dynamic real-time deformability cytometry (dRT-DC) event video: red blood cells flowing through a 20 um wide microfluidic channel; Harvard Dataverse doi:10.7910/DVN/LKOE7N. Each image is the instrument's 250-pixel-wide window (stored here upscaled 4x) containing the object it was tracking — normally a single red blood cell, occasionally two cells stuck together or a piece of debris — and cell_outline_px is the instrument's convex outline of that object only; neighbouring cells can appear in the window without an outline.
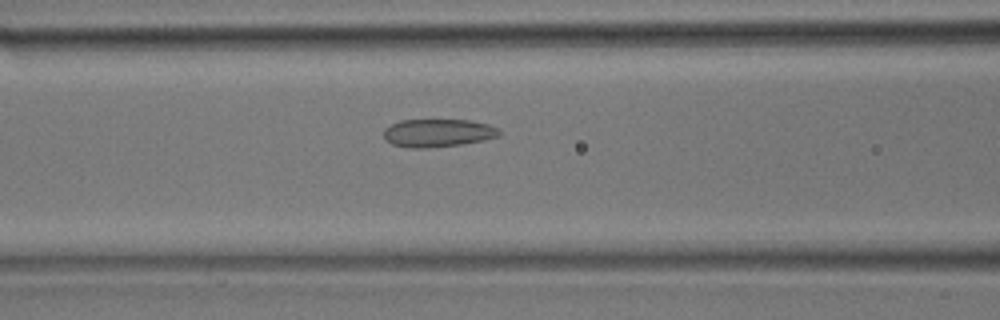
{"species": "common noctule bat (a hibernating species)", "species_latin": "Nyctalus noctula", "temperature_condition": "room temperature", "stored_images_in_passage": 33, "camera_frame_rate_fps": 3000, "um_per_image_px": 0.085, "animal": {"sex": "male", "body_mass_g": 17.9}, "frame": {"image": 1, "passage_image": 11, "time_ms": 3.333, "image_size_px": [1000, 320], "cell_outline_px": [[500, 136], [484, 140], [460, 144], [428, 148], [408, 148], [392, 144], [384, 140], [384, 128], [400, 120], [468, 120], [488, 124], [500, 128]], "centroid_in_image_um": [37.21, 11.3], "position_along_channel_um": 129.4, "area_um2": 18.96}}
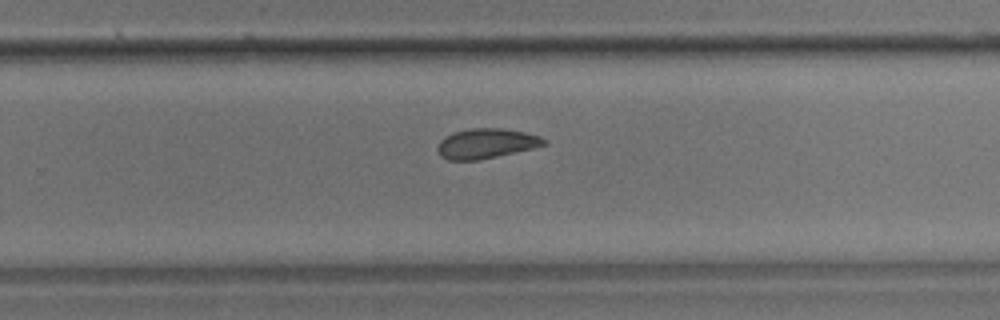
{"frame": {"image": 2, "passage_image": 20, "time_ms": 6.333, "image_size_px": [1000, 320], "cell_outline_px": [[548, 144], [532, 148], [480, 160], [448, 160], [440, 156], [436, 148], [440, 140], [444, 136], [456, 132], [472, 128], [500, 128], [524, 132], [540, 136], [548, 140]], "centroid_in_image_um": [41.32, 12.2], "position_along_channel_um": 288.5, "area_um2": 18.55}}
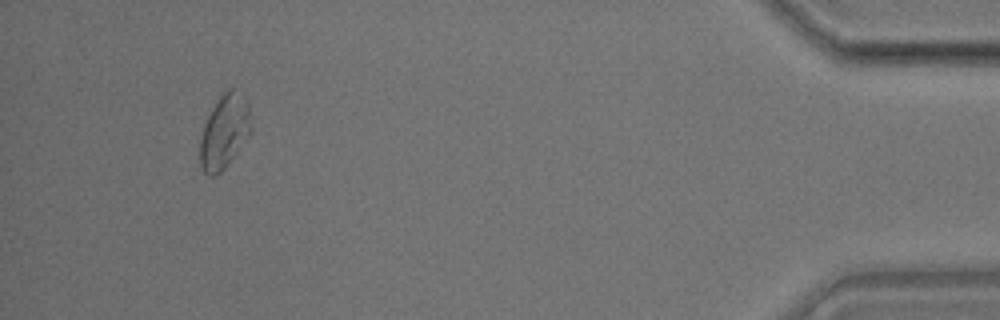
{"frame": {"image": 3, "passage_image": 31, "time_ms": 10.0, "image_size_px": [1000, 320], "cell_outline_px": [[252, 132], [224, 168], [220, 172], [212, 176], [208, 176], [200, 168], [200, 140], [204, 124], [212, 108], [220, 96], [228, 88], [232, 88], [244, 96], [248, 100], [252, 128]], "centroid_in_image_um": [19.09, 11.18], "position_along_channel_um": 416.1, "area_um2": 21.96}}